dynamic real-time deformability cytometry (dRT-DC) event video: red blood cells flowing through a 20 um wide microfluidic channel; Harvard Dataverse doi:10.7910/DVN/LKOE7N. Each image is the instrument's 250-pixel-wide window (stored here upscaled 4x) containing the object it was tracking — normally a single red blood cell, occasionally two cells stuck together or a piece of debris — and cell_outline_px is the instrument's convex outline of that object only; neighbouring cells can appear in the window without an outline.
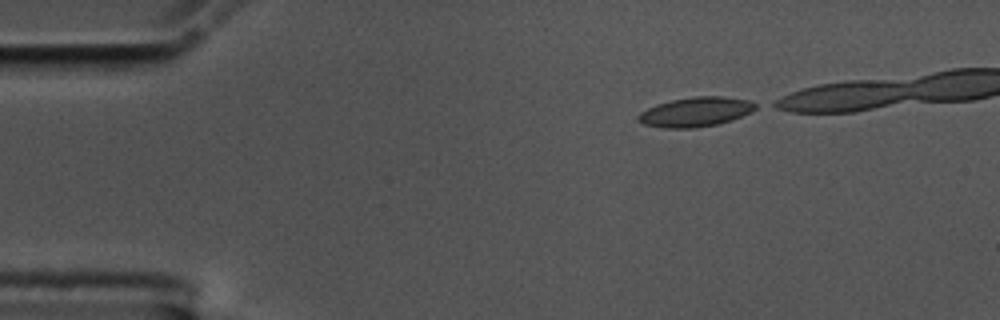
{"species": "common noctule bat (a hibernating species)", "species_latin": "Nyctalus noctula", "temperature_condition": "cold", "stored_images_in_passage": 17, "camera_frame_rate_fps": 3000, "um_per_image_px": 0.085, "animal": {"sex": "male", "body_mass_g": 17.5, "forearm_length_mm": 52.3}, "frame": {"image": 1, "passage_image": 1, "time_ms": 0.0, "image_size_px": [1000, 320], "cell_outline_px": [[760, 108], [752, 112], [716, 124], [692, 128], [664, 128], [644, 124], [636, 120], [636, 116], [640, 112], [656, 104], [672, 100], [692, 96], [724, 96], [748, 100], [756, 104]], "centroid_in_image_um": [59.11, 9.5], "position_along_channel_um": 25.9, "area_um2": 20.17}}
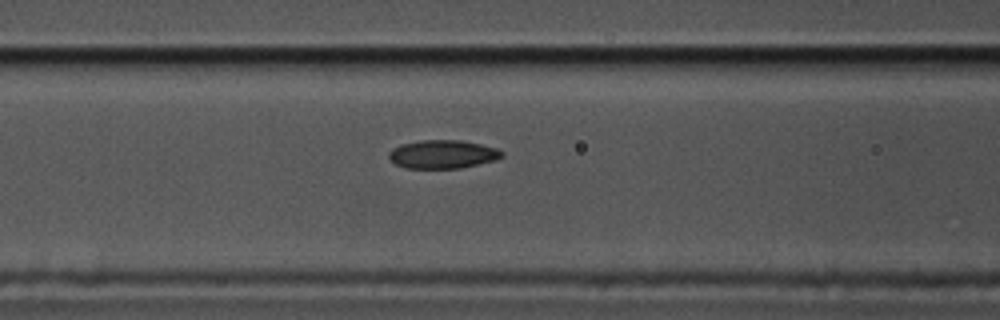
{"frame": {"image": 2, "passage_image": 15, "time_ms": 4.667, "image_size_px": [1000, 320], "cell_outline_px": [[504, 156], [496, 160], [460, 168], [404, 168], [396, 164], [388, 156], [388, 152], [392, 148], [400, 144], [420, 140], [460, 140], [480, 144], [496, 148], [504, 152]], "centroid_in_image_um": [37.62, 13.11], "position_along_channel_um": 129.0, "area_um2": 18.79}}